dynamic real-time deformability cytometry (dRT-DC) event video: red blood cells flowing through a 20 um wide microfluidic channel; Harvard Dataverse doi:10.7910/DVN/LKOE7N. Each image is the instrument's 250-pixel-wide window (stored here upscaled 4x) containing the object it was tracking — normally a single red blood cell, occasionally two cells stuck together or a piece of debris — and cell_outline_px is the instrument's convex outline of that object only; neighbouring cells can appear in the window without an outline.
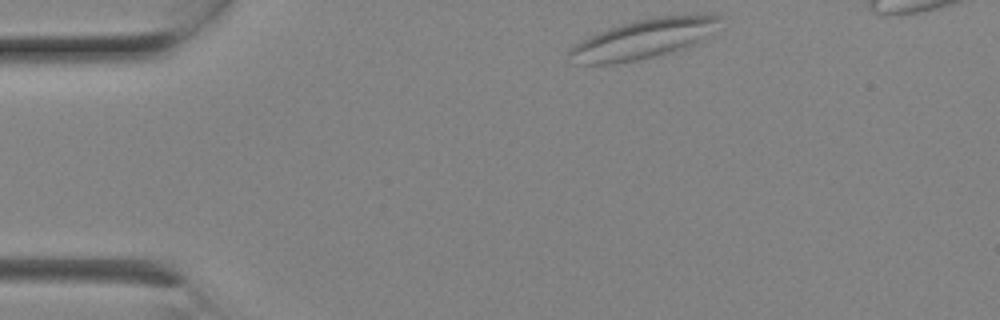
{"species": "Egyptian fruit bat (a non-hibernating species)", "species_latin": "Rousettus aegyptiacus", "temperature_condition": "room temperature", "stored_images_in_passage": 6, "camera_frame_rate_fps": 3000, "um_per_image_px": 0.085, "animal": {"sex": "female"}, "frame": {"image": 1, "passage_image": 1, "time_ms": 0.0, "image_size_px": [1000, 320], "cell_outline_px": [[720, 16], [696, 44], [688, 48], [640, 60], [612, 64], [572, 64], [568, 52], [580, 40], [608, 28], [620, 24], [636, 20], [656, 16]], "centroid_in_image_um": [54.5, 3.36], "position_along_channel_um": 30.5, "area_um2": 33.64}}